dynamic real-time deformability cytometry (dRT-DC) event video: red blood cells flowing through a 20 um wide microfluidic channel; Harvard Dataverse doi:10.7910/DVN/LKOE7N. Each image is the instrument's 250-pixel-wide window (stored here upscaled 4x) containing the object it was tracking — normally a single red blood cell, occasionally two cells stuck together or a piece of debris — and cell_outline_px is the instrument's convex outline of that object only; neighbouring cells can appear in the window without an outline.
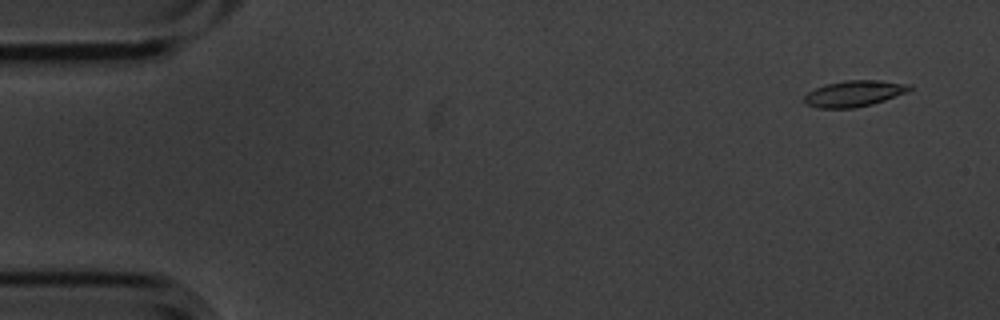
{"species": "common noctule bat (a hibernating species)", "species_latin": "Nyctalus noctula", "temperature_condition": "cold", "stored_images_in_passage": 4, "camera_frame_rate_fps": 3000, "um_per_image_px": 0.085, "animal": {"sex": "male", "body_mass_g": 20.1, "forearm_length_mm": 53.5}, "frame": {"image": 1, "passage_image": 1, "time_ms": 0.0, "image_size_px": [1000, 320], "cell_outline_px": [[912, 88], [904, 92], [884, 100], [872, 104], [852, 108], [816, 108], [804, 104], [804, 96], [808, 92], [824, 84], [844, 80], [880, 80], [912, 84]], "centroid_in_image_um": [72.55, 7.94], "position_along_channel_um": 12.5, "area_um2": 16.01}}